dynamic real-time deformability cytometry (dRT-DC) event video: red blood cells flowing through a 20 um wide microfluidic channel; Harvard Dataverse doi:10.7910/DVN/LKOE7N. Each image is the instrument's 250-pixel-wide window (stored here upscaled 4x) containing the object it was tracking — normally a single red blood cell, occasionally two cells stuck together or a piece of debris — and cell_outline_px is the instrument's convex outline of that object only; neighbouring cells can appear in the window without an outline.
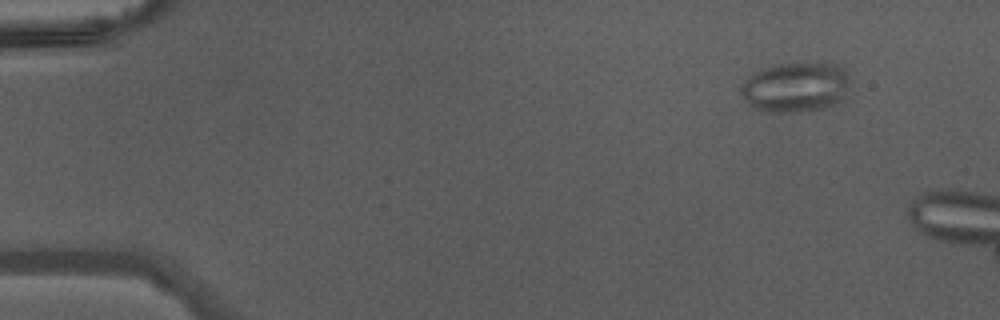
{"species": "Egyptian fruit bat (a non-hibernating species)", "species_latin": "Rousettus aegyptiacus", "temperature_condition": "warm", "stored_images_in_passage": 11, "camera_frame_rate_fps": 3000, "um_per_image_px": 0.085, "animal": {"sex": "male"}, "frame": {"image": 1, "passage_image": 2, "time_ms": 0.333, "image_size_px": [1000, 320], "cell_outline_px": [[844, 96], [836, 104], [824, 108], [796, 112], [764, 112], [752, 108], [748, 104], [740, 92], [740, 88], [744, 80], [752, 72], [768, 64], [828, 60], [840, 64], [844, 68]], "centroid_in_image_um": [67.54, 7.35], "position_along_channel_um": 17.5, "area_um2": 32.54}}